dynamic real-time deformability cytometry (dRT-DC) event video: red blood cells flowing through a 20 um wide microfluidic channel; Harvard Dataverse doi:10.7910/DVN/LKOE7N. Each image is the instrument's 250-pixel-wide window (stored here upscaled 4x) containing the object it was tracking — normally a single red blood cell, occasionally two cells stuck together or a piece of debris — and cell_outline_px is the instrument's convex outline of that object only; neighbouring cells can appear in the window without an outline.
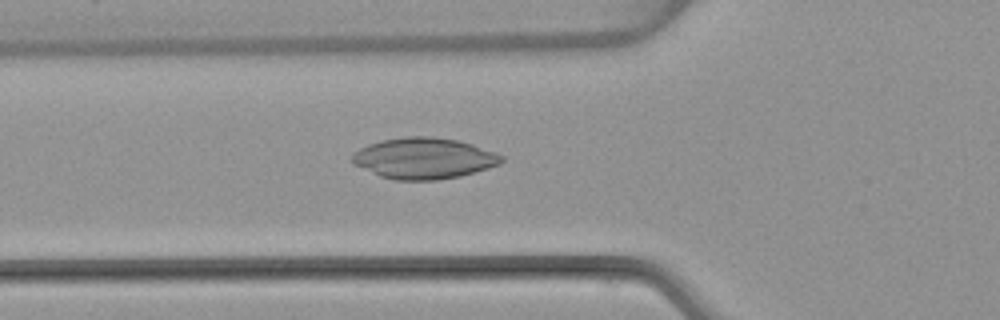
{"species": "common noctule bat (a hibernating species)", "species_latin": "Nyctalus noctula", "temperature_condition": "warm", "stored_images_in_passage": 42, "camera_frame_rate_fps": 3000, "um_per_image_px": 0.085, "animal": {"sex": "female", "body_mass_g": 22.7, "forearm_length_mm": 54.2}, "frame": {"image": 1, "passage_image": 9, "time_ms": 2.667, "image_size_px": [1000, 320], "cell_outline_px": [[504, 160], [500, 164], [488, 168], [460, 176], [436, 180], [396, 180], [380, 176], [352, 164], [352, 152], [368, 144], [380, 140], [404, 136], [428, 136], [456, 140], [472, 144], [496, 152], [504, 156]], "centroid_in_image_um": [36.01, 13.45], "position_along_channel_um": 89.8, "area_um2": 35.89}}
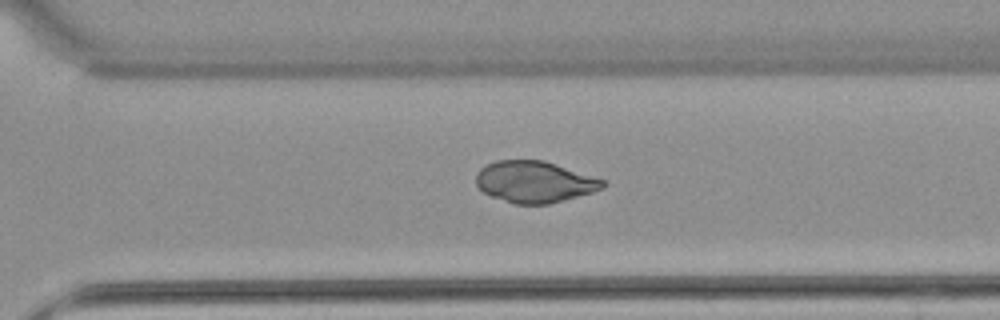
{"frame": {"image": 2, "passage_image": 27, "time_ms": 8.667, "image_size_px": [1000, 320], "cell_outline_px": [[608, 184], [604, 188], [592, 192], [564, 200], [548, 204], [516, 204], [492, 196], [484, 192], [476, 184], [476, 172], [480, 168], [496, 160], [544, 160], [604, 180]], "centroid_in_image_um": [45.44, 15.45], "position_along_channel_um": 325.2, "area_um2": 30.46}}
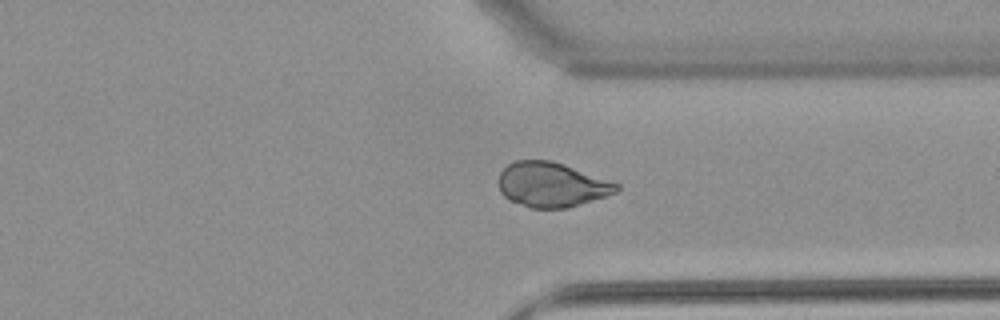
{"frame": {"image": 3, "passage_image": 30, "time_ms": 9.667, "image_size_px": [1000, 320], "cell_outline_px": [[620, 188], [616, 192], [608, 196], [568, 208], [532, 208], [508, 200], [500, 192], [500, 172], [508, 164], [516, 160], [552, 160], [564, 164], [620, 184]], "centroid_in_image_um": [46.91, 15.7], "position_along_channel_um": 364.5, "area_um2": 30.75}}